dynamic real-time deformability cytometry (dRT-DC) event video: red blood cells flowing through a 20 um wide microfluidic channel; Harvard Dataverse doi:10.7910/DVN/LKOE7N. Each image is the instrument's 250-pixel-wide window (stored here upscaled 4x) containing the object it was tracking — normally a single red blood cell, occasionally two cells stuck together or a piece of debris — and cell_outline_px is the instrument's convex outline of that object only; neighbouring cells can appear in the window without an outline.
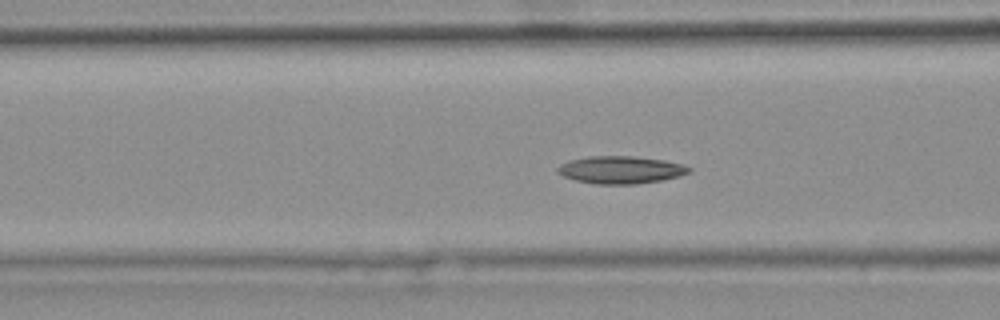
{"species": "common noctule bat (a hibernating species)", "species_latin": "Nyctalus noctula", "temperature_condition": "warm", "stored_images_in_passage": 45, "camera_frame_rate_fps": 3000, "um_per_image_px": 0.085, "animal": {"sex": "female", "body_mass_g": 25.1}, "frame": {"image": 1, "passage_image": 20, "time_ms": 6.333, "image_size_px": [1000, 320], "cell_outline_px": [[692, 172], [680, 176], [660, 180], [636, 184], [596, 184], [576, 180], [564, 176], [556, 172], [556, 168], [560, 164], [568, 160], [588, 156], [632, 156], [664, 160], [684, 164], [692, 168]], "centroid_in_image_um": [52.77, 14.43], "position_along_channel_um": 113.8, "area_um2": 21.21}, "authors_computed_cell_mechanics": {"area_um2": 20.1722, "velocity_mm_per_s": 3.7392, "shape_relaxation_time_tau1_ms": 8.6039, "shape_relaxation_time_tau2_ms": 7.5259, "deformation_change_tau1": 0.1789, "deformation_change_tau2": 0.1261}}